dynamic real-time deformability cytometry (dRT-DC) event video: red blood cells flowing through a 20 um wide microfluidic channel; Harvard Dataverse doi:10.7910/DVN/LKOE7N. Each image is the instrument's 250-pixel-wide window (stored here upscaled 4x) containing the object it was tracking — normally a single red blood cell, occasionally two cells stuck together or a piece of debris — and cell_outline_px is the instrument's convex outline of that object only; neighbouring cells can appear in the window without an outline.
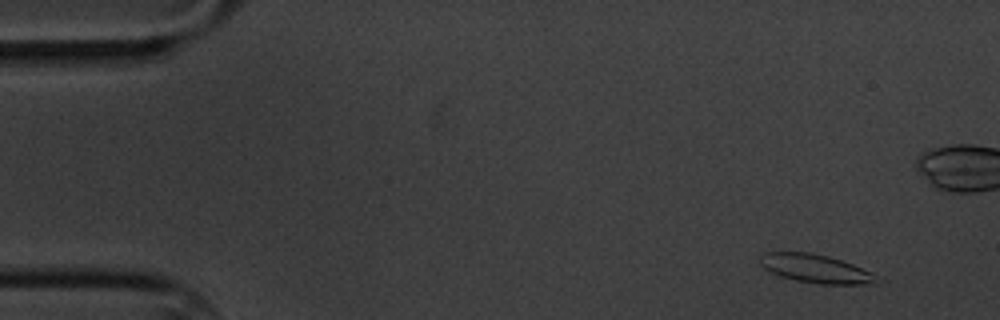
{"species": "common noctule bat (a hibernating species)", "species_latin": "Nyctalus noctula", "temperature_condition": "cold", "stored_images_in_passage": 7, "camera_frame_rate_fps": 3000, "um_per_image_px": 0.085, "animal": {"sex": "male", "body_mass_g": 20.1, "forearm_length_mm": 53.5}, "frame": {"image": 1, "passage_image": 1, "time_ms": 0.0, "image_size_px": [1000, 320], "cell_outline_px": [[876, 284], [820, 284], [796, 280], [780, 276], [764, 268], [760, 264], [760, 256], [764, 252], [808, 252], [828, 256], [852, 264], [868, 272], [876, 280]], "centroid_in_image_um": [69.24, 22.82], "position_along_channel_um": 15.8, "area_um2": 18.9}}